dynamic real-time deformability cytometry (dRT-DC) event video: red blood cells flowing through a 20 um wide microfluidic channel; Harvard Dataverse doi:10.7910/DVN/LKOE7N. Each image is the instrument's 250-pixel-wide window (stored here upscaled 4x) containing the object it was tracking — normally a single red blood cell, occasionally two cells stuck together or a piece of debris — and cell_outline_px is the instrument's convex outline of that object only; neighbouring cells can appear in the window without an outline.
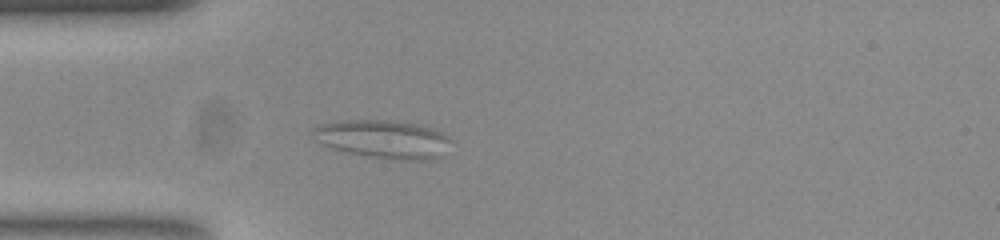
{"species": "common noctule bat (a hibernating species)", "species_latin": "Nyctalus noctula", "temperature_condition": "room temperature", "stored_images_in_passage": 38, "camera_frame_rate_fps": 3000, "um_per_image_px": 0.085, "animal": {"sex": "female", "body_mass_g": 23.0, "forearm_length_mm": 53.4}, "frame": {"image": 1, "passage_image": 3, "time_ms": 0.667, "image_size_px": [1000, 240], "cell_outline_px": [[444, 136], [436, 156], [424, 160], [388, 160], [368, 156], [336, 148], [328, 144], [316, 128], [328, 124], [344, 120], [396, 120], [420, 124], [440, 132]], "centroid_in_image_um": [32.62, 11.81], "position_along_channel_um": 52.4, "area_um2": 28.32}}
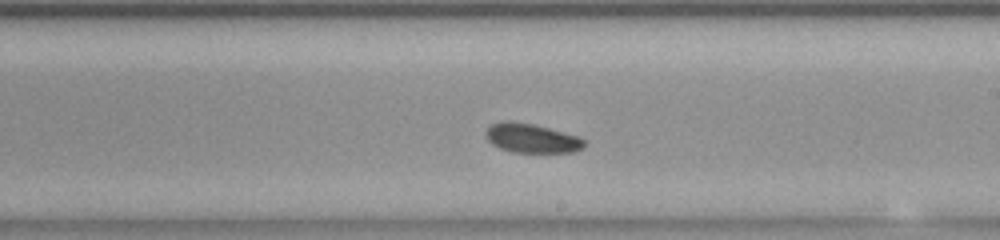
{"frame": {"image": 2, "passage_image": 15, "time_ms": 4.667, "image_size_px": [1000, 240], "cell_outline_px": [[584, 148], [572, 152], [512, 152], [500, 148], [492, 144], [488, 140], [488, 128], [492, 124], [504, 120], [508, 120], [532, 124], [548, 128], [576, 136], [584, 140]], "centroid_in_image_um": [45.19, 11.75], "position_along_channel_um": 243.8, "area_um2": 16.36}}
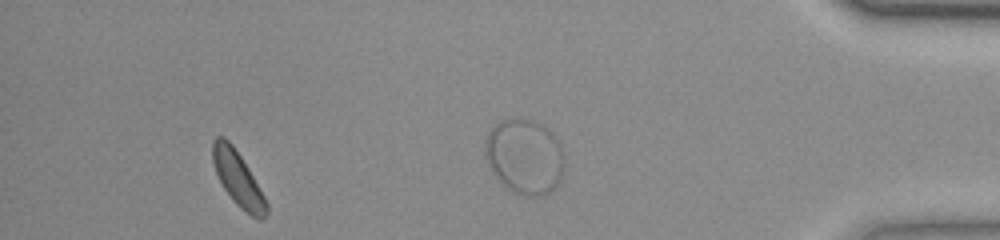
{"frame": {"image": 3, "passage_image": 34, "time_ms": 11.0, "image_size_px": [1000, 240], "cell_outline_px": [[268, 212], [264, 220], [260, 220], [252, 216], [240, 208], [232, 200], [224, 188], [216, 172], [212, 160], [212, 144], [216, 136], [224, 136], [232, 144], [240, 156], [264, 196], [268, 204]], "centroid_in_image_um": [20.22, 15.22], "position_along_channel_um": 415.0, "area_um2": 16.82}, "authors_computed_cell_mechanics": {"area_um2": 16.8487, "velocity_mm_per_s": 3.8304, "shape_relaxation_time_tau1_ms": null, "shape_relaxation_time_tau2_ms": 6.8461, "deformation_change_tau1": null, "deformation_change_tau2": 0.1275}}